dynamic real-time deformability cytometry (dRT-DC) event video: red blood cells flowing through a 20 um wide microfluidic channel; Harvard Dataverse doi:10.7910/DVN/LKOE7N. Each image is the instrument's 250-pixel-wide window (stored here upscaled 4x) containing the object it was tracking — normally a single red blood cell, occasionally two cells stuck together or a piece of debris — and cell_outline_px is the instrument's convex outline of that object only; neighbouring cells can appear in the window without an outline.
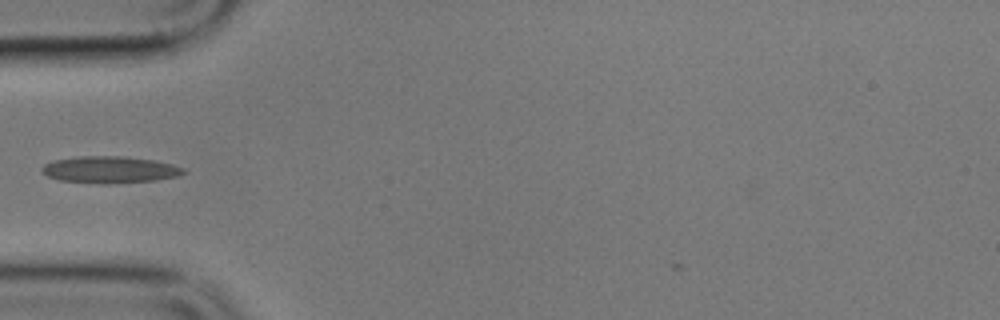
{"species": "common noctule bat (a hibernating species)", "species_latin": "Nyctalus noctula", "temperature_condition": "cold", "stored_images_in_passage": 2, "camera_frame_rate_fps": 3000, "um_per_image_px": 0.085, "animal": {"sex": "male", "body_mass_g": 17.9}, "frame": {"image": 1, "passage_image": 1, "time_ms": 0.0, "image_size_px": [1000, 320], "cell_outline_px": [[188, 172], [180, 176], [156, 180], [108, 184], [100, 184], [60, 180], [48, 176], [40, 168], [44, 164], [52, 160], [80, 156], [124, 156], [152, 160], [172, 164], [184, 168]], "centroid_in_image_um": [9.36, 14.42], "position_along_channel_um": 75.6, "area_um2": 22.25}}
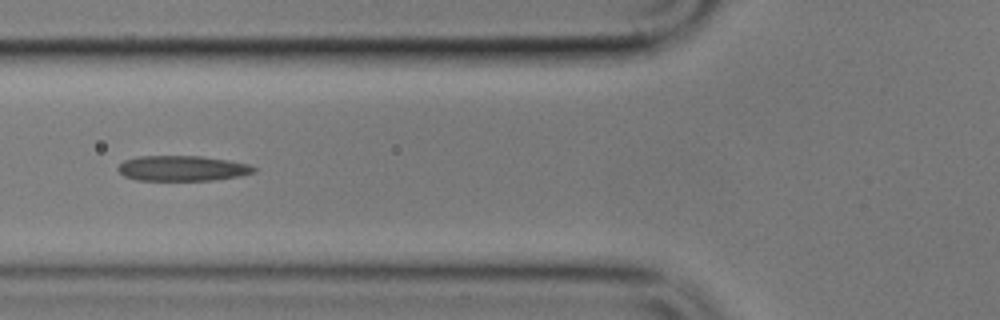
{"frame": {"image": 2, "passage_image": 2, "time_ms": 1.0, "image_size_px": [1000, 320], "cell_outline_px": [[256, 172], [240, 176], [212, 180], [136, 180], [124, 176], [116, 168], [124, 160], [136, 156], [200, 156], [228, 160], [248, 164], [256, 168]], "centroid_in_image_um": [15.48, 14.3], "position_along_channel_um": 110.3, "area_um2": 20.06}}